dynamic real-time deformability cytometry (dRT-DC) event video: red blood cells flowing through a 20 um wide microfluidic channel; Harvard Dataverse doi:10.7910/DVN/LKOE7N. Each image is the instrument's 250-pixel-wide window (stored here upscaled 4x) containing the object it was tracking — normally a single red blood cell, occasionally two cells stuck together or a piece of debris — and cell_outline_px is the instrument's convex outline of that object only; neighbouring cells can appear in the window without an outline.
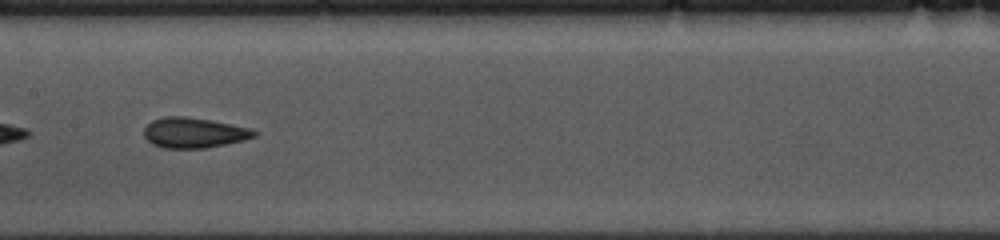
{"species": "common noctule bat (a hibernating species)", "species_latin": "Nyctalus noctula", "temperature_condition": "cold", "stored_images_in_passage": 31, "camera_frame_rate_fps": 3000, "um_per_image_px": 0.085, "animal": {"sex": "female", "body_mass_g": 10.0, "forearm_length_mm": 53.1}, "frame": {"image": 1, "passage_image": 25, "time_ms": 8.0, "image_size_px": [1000, 240], "cell_outline_px": [[260, 132], [256, 136], [244, 140], [204, 148], [164, 148], [152, 144], [144, 136], [144, 128], [152, 120], [164, 116], [184, 116], [212, 120], [252, 128]], "centroid_in_image_um": [16.51, 11.27], "position_along_channel_um": 190.9, "area_um2": 19.59}}